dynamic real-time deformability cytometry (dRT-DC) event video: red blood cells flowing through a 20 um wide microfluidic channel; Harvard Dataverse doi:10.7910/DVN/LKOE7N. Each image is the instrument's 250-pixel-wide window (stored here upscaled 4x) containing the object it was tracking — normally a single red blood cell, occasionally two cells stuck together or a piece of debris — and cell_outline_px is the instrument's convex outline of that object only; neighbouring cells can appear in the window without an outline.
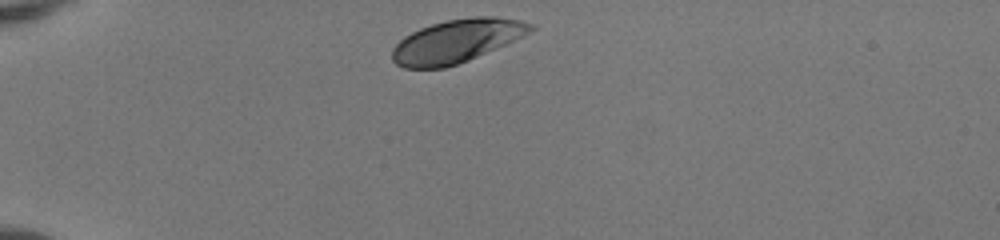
{"species": "human", "species_latin": "Homo sapiens", "temperature_condition": "room temperature", "stored_images_in_passage": 34, "camera_frame_rate_fps": 3000, "um_per_image_px": 0.085, "donor": {"sex": "female"}, "frame": {"image": 1, "passage_image": 1, "time_ms": 0.0, "image_size_px": [1000, 240], "cell_outline_px": [[536, 28], [504, 44], [468, 60], [444, 68], [404, 68], [396, 64], [392, 60], [392, 48], [404, 36], [420, 28], [432, 24], [448, 20], [472, 16], [496, 16], [520, 20], [532, 24]], "centroid_in_image_um": [38.76, 3.48], "position_along_channel_um": 46.2, "area_um2": 34.39}}
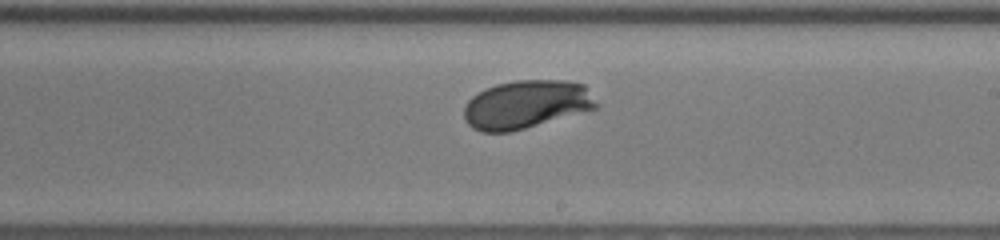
{"frame": {"image": 2, "passage_image": 19, "time_ms": 6.0, "image_size_px": [1000, 240], "cell_outline_px": [[600, 108], [524, 128], [508, 132], [480, 132], [472, 128], [464, 120], [464, 108], [468, 100], [472, 96], [496, 84], [516, 80], [568, 80], [584, 84], [600, 104]], "centroid_in_image_um": [44.77, 8.87], "position_along_channel_um": 244.2, "area_um2": 37.51}}
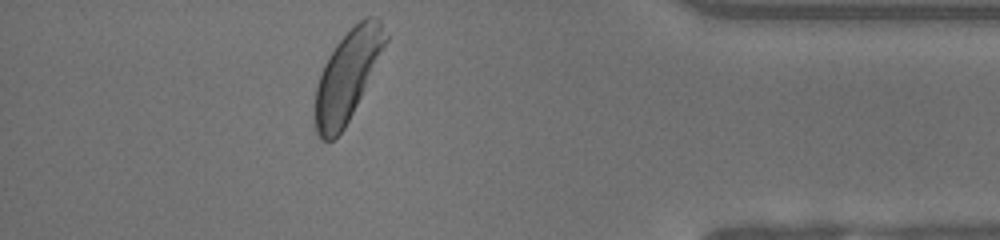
{"frame": {"image": 3, "passage_image": 33, "time_ms": 10.667, "image_size_px": [1000, 240], "cell_outline_px": [[388, 40], [344, 128], [332, 140], [320, 140], [316, 132], [316, 84], [324, 64], [328, 56], [336, 44], [364, 16], [372, 16], [380, 20], [388, 36]], "centroid_in_image_um": [29.52, 6.4], "position_along_channel_um": 405.7, "area_um2": 35.84}, "authors_computed_cell_mechanics": {"area_um2": 36.5874, "velocity_mm_per_s": 4.0411, "shape_relaxation_time_tau1_ms": 2.2457, "shape_relaxation_time_tau2_ms": null, "deformation_change_tau1": 0.1497, "deformation_change_tau2": null}}